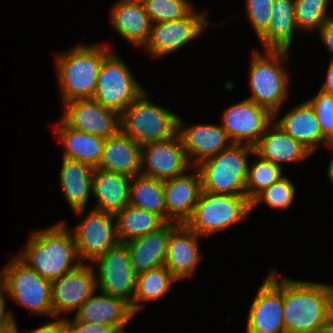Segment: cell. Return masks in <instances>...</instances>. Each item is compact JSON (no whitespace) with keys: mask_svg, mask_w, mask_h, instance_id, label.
<instances>
[{"mask_svg":"<svg viewBox=\"0 0 333 333\" xmlns=\"http://www.w3.org/2000/svg\"><path fill=\"white\" fill-rule=\"evenodd\" d=\"M285 333H308L333 321V285L283 277Z\"/></svg>","mask_w":333,"mask_h":333,"instance_id":"obj_1","label":"cell"},{"mask_svg":"<svg viewBox=\"0 0 333 333\" xmlns=\"http://www.w3.org/2000/svg\"><path fill=\"white\" fill-rule=\"evenodd\" d=\"M65 221L32 231L25 249L16 256L49 281L78 267L79 259L72 232Z\"/></svg>","mask_w":333,"mask_h":333,"instance_id":"obj_2","label":"cell"},{"mask_svg":"<svg viewBox=\"0 0 333 333\" xmlns=\"http://www.w3.org/2000/svg\"><path fill=\"white\" fill-rule=\"evenodd\" d=\"M109 44L77 45L55 55V71L62 104L76 99H92L104 58L112 51Z\"/></svg>","mask_w":333,"mask_h":333,"instance_id":"obj_3","label":"cell"},{"mask_svg":"<svg viewBox=\"0 0 333 333\" xmlns=\"http://www.w3.org/2000/svg\"><path fill=\"white\" fill-rule=\"evenodd\" d=\"M252 51L248 78L251 95L247 99L268 109L277 118L289 95L290 73L286 62L290 51L257 48Z\"/></svg>","mask_w":333,"mask_h":333,"instance_id":"obj_4","label":"cell"},{"mask_svg":"<svg viewBox=\"0 0 333 333\" xmlns=\"http://www.w3.org/2000/svg\"><path fill=\"white\" fill-rule=\"evenodd\" d=\"M249 154H254L253 146L233 143L195 166L200 173L202 191L246 195Z\"/></svg>","mask_w":333,"mask_h":333,"instance_id":"obj_5","label":"cell"},{"mask_svg":"<svg viewBox=\"0 0 333 333\" xmlns=\"http://www.w3.org/2000/svg\"><path fill=\"white\" fill-rule=\"evenodd\" d=\"M178 116L148 98L144 90L121 114V131L143 146L177 134Z\"/></svg>","mask_w":333,"mask_h":333,"instance_id":"obj_6","label":"cell"},{"mask_svg":"<svg viewBox=\"0 0 333 333\" xmlns=\"http://www.w3.org/2000/svg\"><path fill=\"white\" fill-rule=\"evenodd\" d=\"M251 212L252 203L246 195L202 191L192 216L185 225L198 235L207 238L247 220Z\"/></svg>","mask_w":333,"mask_h":333,"instance_id":"obj_7","label":"cell"},{"mask_svg":"<svg viewBox=\"0 0 333 333\" xmlns=\"http://www.w3.org/2000/svg\"><path fill=\"white\" fill-rule=\"evenodd\" d=\"M51 284V281L37 274L16 255L0 272V287L5 296L34 315L53 318Z\"/></svg>","mask_w":333,"mask_h":333,"instance_id":"obj_8","label":"cell"},{"mask_svg":"<svg viewBox=\"0 0 333 333\" xmlns=\"http://www.w3.org/2000/svg\"><path fill=\"white\" fill-rule=\"evenodd\" d=\"M144 90L129 66L113 50L102 62L92 99L121 114Z\"/></svg>","mask_w":333,"mask_h":333,"instance_id":"obj_9","label":"cell"},{"mask_svg":"<svg viewBox=\"0 0 333 333\" xmlns=\"http://www.w3.org/2000/svg\"><path fill=\"white\" fill-rule=\"evenodd\" d=\"M207 15L205 11L198 12L193 9L180 19L152 24L148 41L142 49L153 58L167 57L175 53L198 38L209 26H218L210 22Z\"/></svg>","mask_w":333,"mask_h":333,"instance_id":"obj_10","label":"cell"},{"mask_svg":"<svg viewBox=\"0 0 333 333\" xmlns=\"http://www.w3.org/2000/svg\"><path fill=\"white\" fill-rule=\"evenodd\" d=\"M91 265L95 270L97 291L99 289L102 293L121 298L130 305L134 313L137 274L132 268L127 246L118 243L94 260Z\"/></svg>","mask_w":333,"mask_h":333,"instance_id":"obj_11","label":"cell"},{"mask_svg":"<svg viewBox=\"0 0 333 333\" xmlns=\"http://www.w3.org/2000/svg\"><path fill=\"white\" fill-rule=\"evenodd\" d=\"M279 278H281L279 280ZM245 333H285L283 276L270 270L250 305Z\"/></svg>","mask_w":333,"mask_h":333,"instance_id":"obj_12","label":"cell"},{"mask_svg":"<svg viewBox=\"0 0 333 333\" xmlns=\"http://www.w3.org/2000/svg\"><path fill=\"white\" fill-rule=\"evenodd\" d=\"M73 228L77 253L82 263L91 264L119 241L116 233V221L113 213L91 209Z\"/></svg>","mask_w":333,"mask_h":333,"instance_id":"obj_13","label":"cell"},{"mask_svg":"<svg viewBox=\"0 0 333 333\" xmlns=\"http://www.w3.org/2000/svg\"><path fill=\"white\" fill-rule=\"evenodd\" d=\"M219 123L236 144L254 146L274 121L266 108L244 98L224 109Z\"/></svg>","mask_w":333,"mask_h":333,"instance_id":"obj_14","label":"cell"},{"mask_svg":"<svg viewBox=\"0 0 333 333\" xmlns=\"http://www.w3.org/2000/svg\"><path fill=\"white\" fill-rule=\"evenodd\" d=\"M61 120L70 128L108 138L120 130V114L93 99H76L62 104Z\"/></svg>","mask_w":333,"mask_h":333,"instance_id":"obj_15","label":"cell"},{"mask_svg":"<svg viewBox=\"0 0 333 333\" xmlns=\"http://www.w3.org/2000/svg\"><path fill=\"white\" fill-rule=\"evenodd\" d=\"M97 291L94 267L82 263L61 278L52 281L51 305L53 317L73 313Z\"/></svg>","mask_w":333,"mask_h":333,"instance_id":"obj_16","label":"cell"},{"mask_svg":"<svg viewBox=\"0 0 333 333\" xmlns=\"http://www.w3.org/2000/svg\"><path fill=\"white\" fill-rule=\"evenodd\" d=\"M191 167L178 134L141 148L142 175L164 181L185 173Z\"/></svg>","mask_w":333,"mask_h":333,"instance_id":"obj_17","label":"cell"},{"mask_svg":"<svg viewBox=\"0 0 333 333\" xmlns=\"http://www.w3.org/2000/svg\"><path fill=\"white\" fill-rule=\"evenodd\" d=\"M188 126L178 116L177 134L191 166H197L233 144L220 124L197 123Z\"/></svg>","mask_w":333,"mask_h":333,"instance_id":"obj_18","label":"cell"},{"mask_svg":"<svg viewBox=\"0 0 333 333\" xmlns=\"http://www.w3.org/2000/svg\"><path fill=\"white\" fill-rule=\"evenodd\" d=\"M192 173L188 174V171ZM164 201L167 210V223L185 224L192 216L202 192L198 169L192 166L186 172L163 181Z\"/></svg>","mask_w":333,"mask_h":333,"instance_id":"obj_19","label":"cell"},{"mask_svg":"<svg viewBox=\"0 0 333 333\" xmlns=\"http://www.w3.org/2000/svg\"><path fill=\"white\" fill-rule=\"evenodd\" d=\"M202 236L179 224L167 243L165 267L180 281L195 273L202 259L199 240Z\"/></svg>","mask_w":333,"mask_h":333,"instance_id":"obj_20","label":"cell"},{"mask_svg":"<svg viewBox=\"0 0 333 333\" xmlns=\"http://www.w3.org/2000/svg\"><path fill=\"white\" fill-rule=\"evenodd\" d=\"M285 112L286 114L281 116V118H274V122L289 136L300 142L312 154L321 145L333 151V143H330L324 137L316 114L306 100L293 107L290 111L285 110Z\"/></svg>","mask_w":333,"mask_h":333,"instance_id":"obj_21","label":"cell"},{"mask_svg":"<svg viewBox=\"0 0 333 333\" xmlns=\"http://www.w3.org/2000/svg\"><path fill=\"white\" fill-rule=\"evenodd\" d=\"M110 9V23L118 35L134 47H143L148 41L152 21L142 1L117 0Z\"/></svg>","mask_w":333,"mask_h":333,"instance_id":"obj_22","label":"cell"},{"mask_svg":"<svg viewBox=\"0 0 333 333\" xmlns=\"http://www.w3.org/2000/svg\"><path fill=\"white\" fill-rule=\"evenodd\" d=\"M93 293L89 299L74 312V318L87 323L106 324L117 331L125 330L135 314L121 298L100 292Z\"/></svg>","mask_w":333,"mask_h":333,"instance_id":"obj_23","label":"cell"},{"mask_svg":"<svg viewBox=\"0 0 333 333\" xmlns=\"http://www.w3.org/2000/svg\"><path fill=\"white\" fill-rule=\"evenodd\" d=\"M253 147L256 155L281 168H283V164L301 163L313 155L305 146L289 136L274 121L268 126L266 132Z\"/></svg>","mask_w":333,"mask_h":333,"instance_id":"obj_24","label":"cell"},{"mask_svg":"<svg viewBox=\"0 0 333 333\" xmlns=\"http://www.w3.org/2000/svg\"><path fill=\"white\" fill-rule=\"evenodd\" d=\"M59 173V184L63 197L74 215L83 216L92 194V178L94 167L89 164L62 158Z\"/></svg>","mask_w":333,"mask_h":333,"instance_id":"obj_25","label":"cell"},{"mask_svg":"<svg viewBox=\"0 0 333 333\" xmlns=\"http://www.w3.org/2000/svg\"><path fill=\"white\" fill-rule=\"evenodd\" d=\"M178 225L168 222L157 231L124 243L136 274L165 266L168 239Z\"/></svg>","mask_w":333,"mask_h":333,"instance_id":"obj_26","label":"cell"},{"mask_svg":"<svg viewBox=\"0 0 333 333\" xmlns=\"http://www.w3.org/2000/svg\"><path fill=\"white\" fill-rule=\"evenodd\" d=\"M141 148L121 130L105 138L101 160L96 168L134 177L141 173Z\"/></svg>","mask_w":333,"mask_h":333,"instance_id":"obj_27","label":"cell"},{"mask_svg":"<svg viewBox=\"0 0 333 333\" xmlns=\"http://www.w3.org/2000/svg\"><path fill=\"white\" fill-rule=\"evenodd\" d=\"M132 177L95 168L92 178V196L97 203L92 209L115 214L129 205Z\"/></svg>","mask_w":333,"mask_h":333,"instance_id":"obj_28","label":"cell"},{"mask_svg":"<svg viewBox=\"0 0 333 333\" xmlns=\"http://www.w3.org/2000/svg\"><path fill=\"white\" fill-rule=\"evenodd\" d=\"M64 149V158L96 168L101 160L105 138L68 127L61 119L53 126Z\"/></svg>","mask_w":333,"mask_h":333,"instance_id":"obj_29","label":"cell"},{"mask_svg":"<svg viewBox=\"0 0 333 333\" xmlns=\"http://www.w3.org/2000/svg\"><path fill=\"white\" fill-rule=\"evenodd\" d=\"M271 13L270 25L258 40L263 50L290 51L294 33L299 30L295 20L294 0H274Z\"/></svg>","mask_w":333,"mask_h":333,"instance_id":"obj_30","label":"cell"},{"mask_svg":"<svg viewBox=\"0 0 333 333\" xmlns=\"http://www.w3.org/2000/svg\"><path fill=\"white\" fill-rule=\"evenodd\" d=\"M114 215L119 243H126L157 231L166 224L160 216L130 204Z\"/></svg>","mask_w":333,"mask_h":333,"instance_id":"obj_31","label":"cell"},{"mask_svg":"<svg viewBox=\"0 0 333 333\" xmlns=\"http://www.w3.org/2000/svg\"><path fill=\"white\" fill-rule=\"evenodd\" d=\"M179 281L165 266L137 274L134 294V314L144 308L146 301H154L165 296Z\"/></svg>","mask_w":333,"mask_h":333,"instance_id":"obj_32","label":"cell"},{"mask_svg":"<svg viewBox=\"0 0 333 333\" xmlns=\"http://www.w3.org/2000/svg\"><path fill=\"white\" fill-rule=\"evenodd\" d=\"M129 204L154 213L167 223L163 181L142 174L132 177Z\"/></svg>","mask_w":333,"mask_h":333,"instance_id":"obj_33","label":"cell"},{"mask_svg":"<svg viewBox=\"0 0 333 333\" xmlns=\"http://www.w3.org/2000/svg\"><path fill=\"white\" fill-rule=\"evenodd\" d=\"M253 156L256 159L252 163L249 162L246 179V196L251 201L260 192L284 176L280 166L260 158L255 153Z\"/></svg>","mask_w":333,"mask_h":333,"instance_id":"obj_34","label":"cell"},{"mask_svg":"<svg viewBox=\"0 0 333 333\" xmlns=\"http://www.w3.org/2000/svg\"><path fill=\"white\" fill-rule=\"evenodd\" d=\"M330 0H294L295 20L299 31L314 32L333 15L328 14Z\"/></svg>","mask_w":333,"mask_h":333,"instance_id":"obj_35","label":"cell"},{"mask_svg":"<svg viewBox=\"0 0 333 333\" xmlns=\"http://www.w3.org/2000/svg\"><path fill=\"white\" fill-rule=\"evenodd\" d=\"M295 194L296 186L289 177L283 176L251 201L252 211L263 202L273 209L287 210L294 202Z\"/></svg>","mask_w":333,"mask_h":333,"instance_id":"obj_36","label":"cell"},{"mask_svg":"<svg viewBox=\"0 0 333 333\" xmlns=\"http://www.w3.org/2000/svg\"><path fill=\"white\" fill-rule=\"evenodd\" d=\"M152 24L187 16L195 7L190 0H141Z\"/></svg>","mask_w":333,"mask_h":333,"instance_id":"obj_37","label":"cell"},{"mask_svg":"<svg viewBox=\"0 0 333 333\" xmlns=\"http://www.w3.org/2000/svg\"><path fill=\"white\" fill-rule=\"evenodd\" d=\"M306 101L313 108L324 137L333 143V97L319 89L316 95Z\"/></svg>","mask_w":333,"mask_h":333,"instance_id":"obj_38","label":"cell"},{"mask_svg":"<svg viewBox=\"0 0 333 333\" xmlns=\"http://www.w3.org/2000/svg\"><path fill=\"white\" fill-rule=\"evenodd\" d=\"M274 0H245V15L259 38L269 27Z\"/></svg>","mask_w":333,"mask_h":333,"instance_id":"obj_39","label":"cell"},{"mask_svg":"<svg viewBox=\"0 0 333 333\" xmlns=\"http://www.w3.org/2000/svg\"><path fill=\"white\" fill-rule=\"evenodd\" d=\"M65 333H117L118 331L106 324L87 323L76 320L74 317L69 320L64 317Z\"/></svg>","mask_w":333,"mask_h":333,"instance_id":"obj_40","label":"cell"},{"mask_svg":"<svg viewBox=\"0 0 333 333\" xmlns=\"http://www.w3.org/2000/svg\"><path fill=\"white\" fill-rule=\"evenodd\" d=\"M317 32L322 45L332 54L333 61V17L329 18Z\"/></svg>","mask_w":333,"mask_h":333,"instance_id":"obj_41","label":"cell"},{"mask_svg":"<svg viewBox=\"0 0 333 333\" xmlns=\"http://www.w3.org/2000/svg\"><path fill=\"white\" fill-rule=\"evenodd\" d=\"M52 321L45 323L44 325L29 330L26 333H65L64 316L62 318L53 317Z\"/></svg>","mask_w":333,"mask_h":333,"instance_id":"obj_42","label":"cell"},{"mask_svg":"<svg viewBox=\"0 0 333 333\" xmlns=\"http://www.w3.org/2000/svg\"><path fill=\"white\" fill-rule=\"evenodd\" d=\"M8 298H6L3 289L0 287V328L9 325L15 319L12 311L6 309V303Z\"/></svg>","mask_w":333,"mask_h":333,"instance_id":"obj_43","label":"cell"},{"mask_svg":"<svg viewBox=\"0 0 333 333\" xmlns=\"http://www.w3.org/2000/svg\"><path fill=\"white\" fill-rule=\"evenodd\" d=\"M320 90L333 97V61L330 60L326 71L324 83L321 84Z\"/></svg>","mask_w":333,"mask_h":333,"instance_id":"obj_44","label":"cell"},{"mask_svg":"<svg viewBox=\"0 0 333 333\" xmlns=\"http://www.w3.org/2000/svg\"><path fill=\"white\" fill-rule=\"evenodd\" d=\"M0 333H21L18 329L16 320H14L12 323H10L7 326L0 328Z\"/></svg>","mask_w":333,"mask_h":333,"instance_id":"obj_45","label":"cell"},{"mask_svg":"<svg viewBox=\"0 0 333 333\" xmlns=\"http://www.w3.org/2000/svg\"><path fill=\"white\" fill-rule=\"evenodd\" d=\"M308 333H333V321L322 328L312 330L311 332Z\"/></svg>","mask_w":333,"mask_h":333,"instance_id":"obj_46","label":"cell"},{"mask_svg":"<svg viewBox=\"0 0 333 333\" xmlns=\"http://www.w3.org/2000/svg\"><path fill=\"white\" fill-rule=\"evenodd\" d=\"M326 169L327 178L329 179V182L333 185V157L330 159V163L328 164V167Z\"/></svg>","mask_w":333,"mask_h":333,"instance_id":"obj_47","label":"cell"},{"mask_svg":"<svg viewBox=\"0 0 333 333\" xmlns=\"http://www.w3.org/2000/svg\"><path fill=\"white\" fill-rule=\"evenodd\" d=\"M117 333H127V330L118 331Z\"/></svg>","mask_w":333,"mask_h":333,"instance_id":"obj_48","label":"cell"}]
</instances>
